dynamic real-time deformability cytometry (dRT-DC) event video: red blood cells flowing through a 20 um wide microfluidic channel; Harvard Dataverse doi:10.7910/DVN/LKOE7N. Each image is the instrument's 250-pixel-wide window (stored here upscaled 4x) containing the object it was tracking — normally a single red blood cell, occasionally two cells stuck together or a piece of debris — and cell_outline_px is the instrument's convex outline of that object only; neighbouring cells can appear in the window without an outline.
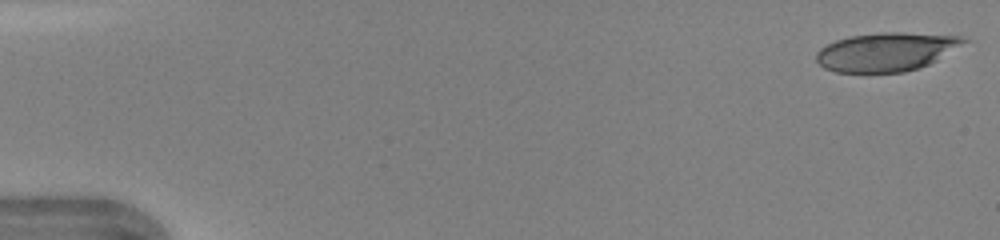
{"species": "human", "species_latin": "Homo sapiens", "temperature_condition": "warm", "stored_images_in_passage": 46, "camera_frame_rate_fps": 3000, "um_per_image_px": 0.085, "donor": {"sex": "female"}, "frame": {"image": 1, "passage_image": 1, "time_ms": 0.0, "image_size_px": [1000, 240], "cell_outline_px": [[972, 40], [936, 60], [920, 68], [904, 72], [836, 72], [824, 68], [816, 60], [816, 52], [820, 48], [836, 40], [852, 36], [880, 32], [904, 32], [960, 36]], "centroid_in_image_um": [75.36, 4.4], "position_along_channel_um": 9.6, "area_um2": 33.23}}
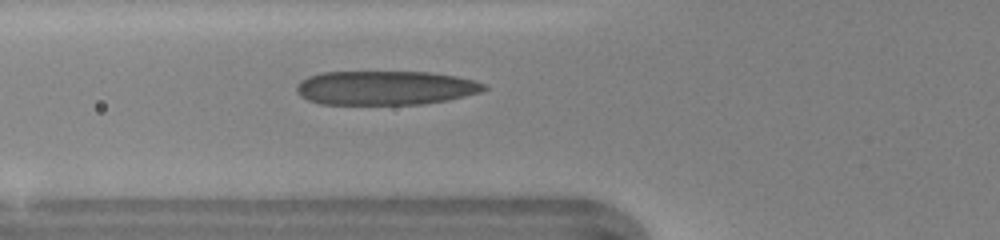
{"frame": {"image": 2, "passage_image": 17, "time_ms": 5.333, "image_size_px": [1000, 240], "cell_outline_px": [[488, 88], [480, 92], [448, 100], [424, 104], [320, 104], [308, 100], [300, 96], [296, 92], [296, 88], [300, 80], [308, 76], [320, 72], [432, 72], [456, 76], [476, 80], [488, 84]], "centroid_in_image_um": [32.77, 7.46], "position_along_channel_um": 93.0, "area_um2": 37.63}}
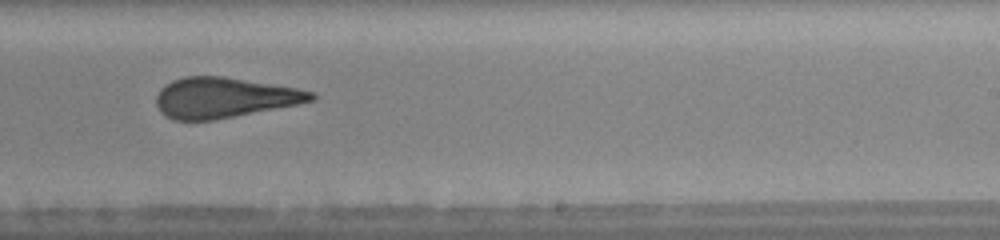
{"frame": {"image": 3, "passage_image": 29, "time_ms": 9.333, "image_size_px": [1000, 240], "cell_outline_px": [[316, 100], [296, 104], [212, 120], [172, 120], [164, 116], [160, 112], [156, 104], [156, 96], [160, 88], [164, 84], [172, 80], [184, 76], [224, 76], [296, 88], [316, 92]], "centroid_in_image_um": [19.0, 8.29], "position_along_channel_um": 270.0, "area_um2": 36.36}, "authors_computed_cell_mechanics": {"area_um2": 36.9342, "velocity_mm_per_s": 4.4153, "shape_relaxation_time_tau1_ms": 7.5559, "shape_relaxation_time_tau2_ms": 1.675, "deformation_change_tau1": 0.2369, "deformation_change_tau2": 0.134}}